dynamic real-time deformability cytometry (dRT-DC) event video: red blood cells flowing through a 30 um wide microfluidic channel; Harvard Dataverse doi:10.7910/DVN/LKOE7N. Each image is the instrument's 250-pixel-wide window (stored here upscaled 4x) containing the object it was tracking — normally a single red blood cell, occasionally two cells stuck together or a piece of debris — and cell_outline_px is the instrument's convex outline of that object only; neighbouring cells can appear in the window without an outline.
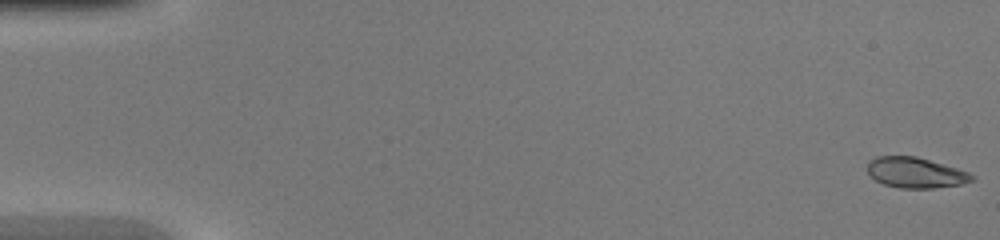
{"species": "common noctule bat (a hibernating species)", "species_latin": "Nyctalus noctula", "temperature_condition": "warm", "stored_images_in_passage": 46, "camera_frame_rate_fps": 3000, "um_per_image_px": 0.085, "animal": {"sex": "female", "body_mass_g": 20.0, "forearm_length_mm": 54.0}, "frame": {"image": 1, "passage_image": 1, "time_ms": 0.0, "image_size_px": [1000, 240], "cell_outline_px": [[976, 176], [972, 180], [960, 184], [932, 188], [900, 188], [884, 184], [876, 180], [868, 172], [868, 160], [876, 156], [916, 156], [956, 168], [968, 172]], "centroid_in_image_um": [77.8, 14.67], "position_along_channel_um": 7.2, "area_um2": 18.38}}
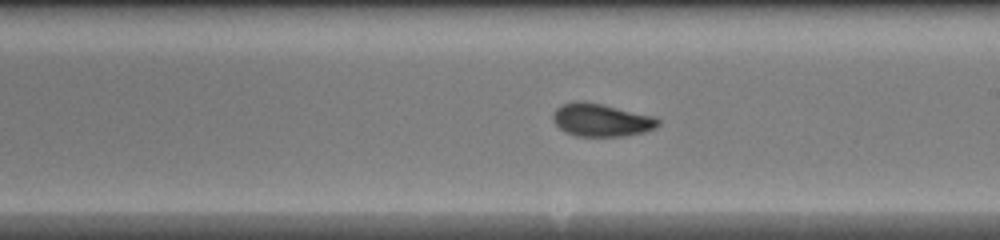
{"frame": {"image": 2, "passage_image": 27, "time_ms": 8.667, "image_size_px": [1000, 240], "cell_outline_px": [[660, 124], [656, 128], [644, 132], [624, 136], [576, 136], [564, 132], [552, 120], [552, 116], [556, 108], [560, 104], [576, 100], [600, 104], [656, 116], [660, 120]], "centroid_in_image_um": [51.11, 10.2], "position_along_channel_um": 237.9, "area_um2": 20.29}}
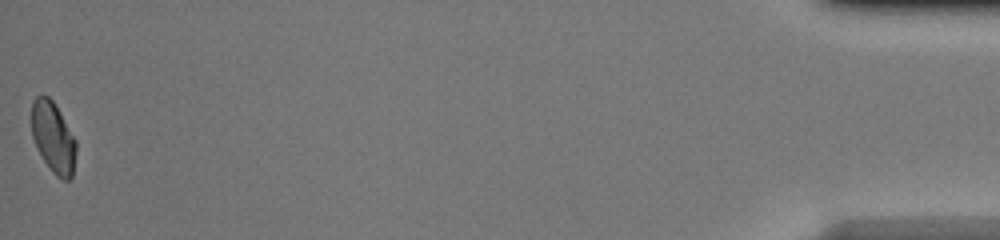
{"frame": {"image": 3, "passage_image": 46, "time_ms": 15.0, "image_size_px": [1000, 240], "cell_outline_px": [[76, 152], [72, 176], [68, 180], [64, 180], [56, 176], [52, 172], [36, 148], [32, 136], [32, 100], [36, 96], [48, 96], [52, 100], [76, 140]], "centroid_in_image_um": [4.51, 11.7], "position_along_channel_um": 430.7, "area_um2": 18.21}}